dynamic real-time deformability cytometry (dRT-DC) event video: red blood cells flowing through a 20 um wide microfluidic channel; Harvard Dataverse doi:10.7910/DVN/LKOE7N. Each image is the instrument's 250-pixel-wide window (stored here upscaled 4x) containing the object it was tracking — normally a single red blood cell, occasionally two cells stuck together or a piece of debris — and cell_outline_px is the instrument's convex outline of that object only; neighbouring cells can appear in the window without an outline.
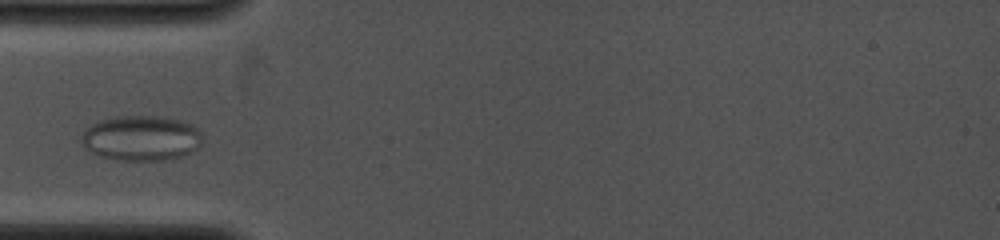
{"species": "common noctule bat (a hibernating species)", "species_latin": "Nyctalus noctula", "temperature_condition": "cold", "stored_images_in_passage": 32, "camera_frame_rate_fps": 4000, "um_per_image_px": 0.085, "animal": {"sex": "female", "body_mass_g": 19.0, "forearm_length_mm": 53.3}, "frame": {"image": 1, "passage_image": 1, "time_ms": 0.0, "image_size_px": [1000, 240], "cell_outline_px": [[200, 144], [192, 152], [180, 156], [164, 160], [120, 160], [100, 156], [84, 148], [80, 140], [80, 136], [92, 124], [100, 120], [112, 116], [168, 116], [192, 124], [200, 128]], "centroid_in_image_um": [12.0, 11.72], "position_along_channel_um": 73.0, "area_um2": 32.02}}
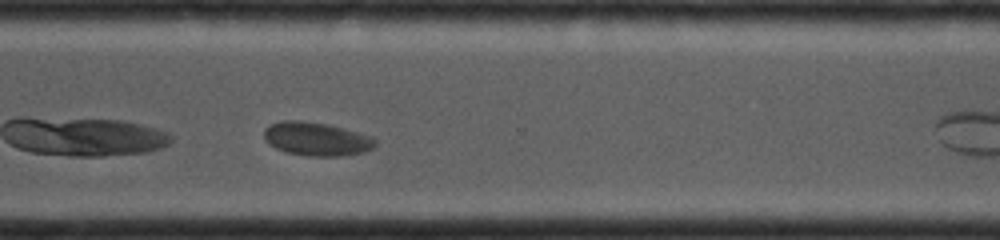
{"frame": {"image": 2, "passage_image": 23, "time_ms": 5.5, "image_size_px": [1000, 240], "cell_outline_px": [[376, 144], [372, 148], [364, 152], [340, 156], [308, 156], [284, 152], [268, 144], [264, 140], [264, 128], [280, 120], [300, 120], [328, 124], [344, 128], [372, 136], [376, 140]], "centroid_in_image_um": [26.88, 11.81], "position_along_channel_um": 343.7, "area_um2": 21.96}}